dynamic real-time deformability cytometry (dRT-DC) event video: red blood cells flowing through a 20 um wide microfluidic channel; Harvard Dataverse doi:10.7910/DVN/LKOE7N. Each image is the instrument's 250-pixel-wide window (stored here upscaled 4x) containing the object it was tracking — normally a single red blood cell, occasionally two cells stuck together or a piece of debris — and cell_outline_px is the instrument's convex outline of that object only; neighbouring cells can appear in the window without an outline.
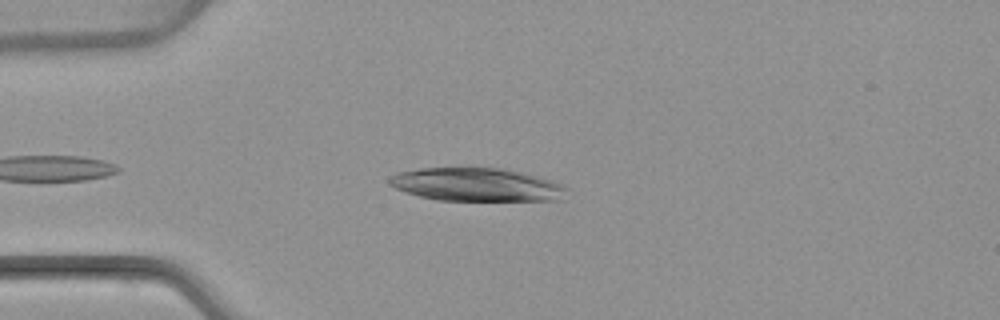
{"species": "common noctule bat (a hibernating species)", "species_latin": "Nyctalus noctula", "temperature_condition": "warm", "stored_images_in_passage": 41, "camera_frame_rate_fps": 3000, "um_per_image_px": 0.085, "animal": {"sex": "female", "body_mass_g": 22.7, "forearm_length_mm": 54.2}, "frame": {"image": 1, "passage_image": 6, "time_ms": 1.667, "image_size_px": [1000, 320], "cell_outline_px": [[568, 188], [564, 200], [436, 200], [420, 196], [396, 188], [388, 184], [388, 180], [396, 172], [420, 168], [504, 168], [524, 172], [552, 180], [564, 184]], "centroid_in_image_um": [40.57, 15.69], "position_along_channel_um": 44.4, "area_um2": 34.56}}
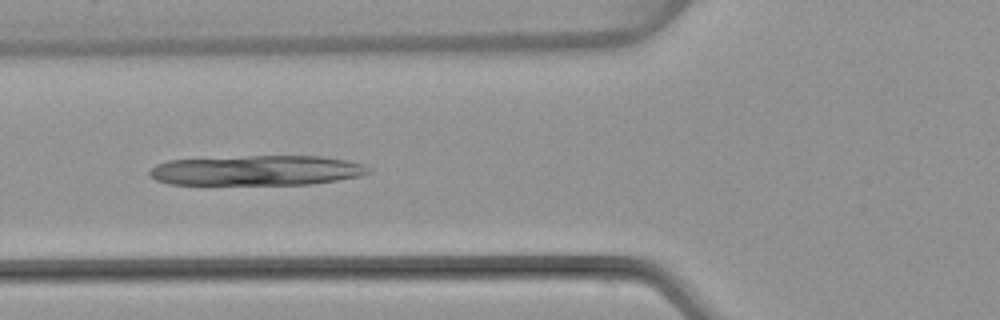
{"frame": {"image": 2, "passage_image": 12, "time_ms": 3.667, "image_size_px": [1000, 320], "cell_outline_px": [[372, 172], [360, 176], [312, 184], [168, 184], [156, 180], [148, 176], [148, 172], [156, 164], [168, 160], [248, 156], [324, 156], [364, 164], [372, 168]], "centroid_in_image_um": [21.84, 14.48], "position_along_channel_um": 104.0, "area_um2": 38.44}}
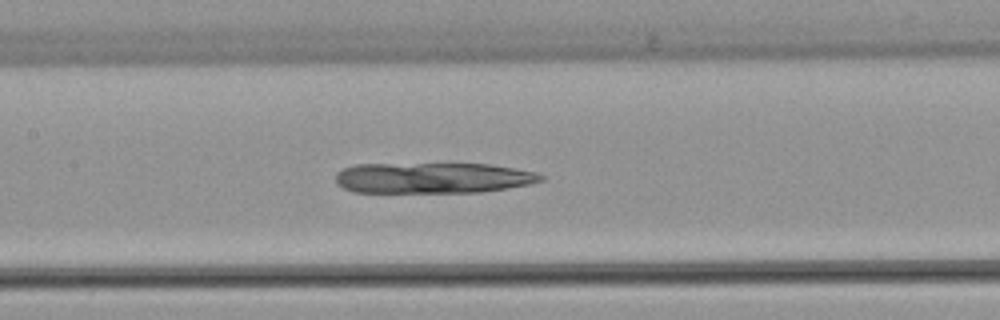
{"frame": {"image": 3, "passage_image": 17, "time_ms": 5.333, "image_size_px": [1000, 320], "cell_outline_px": [[544, 180], [528, 184], [508, 188], [480, 192], [352, 192], [336, 184], [336, 172], [344, 168], [356, 164], [492, 164], [516, 168], [536, 172], [544, 176]], "centroid_in_image_um": [36.79, 15.12], "position_along_channel_um": 170.6, "area_um2": 36.88}}